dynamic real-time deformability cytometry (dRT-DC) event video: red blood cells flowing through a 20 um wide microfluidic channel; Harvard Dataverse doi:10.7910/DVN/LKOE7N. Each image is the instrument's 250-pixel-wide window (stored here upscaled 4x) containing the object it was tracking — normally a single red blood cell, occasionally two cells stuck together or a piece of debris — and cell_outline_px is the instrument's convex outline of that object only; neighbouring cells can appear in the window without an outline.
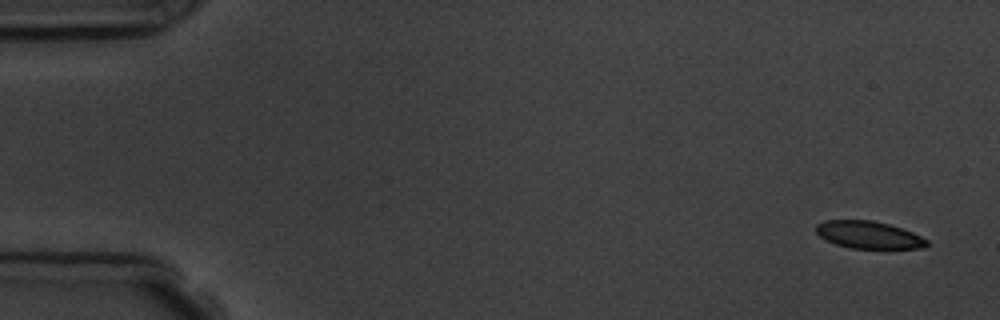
{"species": "common noctule bat (a hibernating species)", "species_latin": "Nyctalus noctula", "temperature_condition": "room temperature", "stored_images_in_passage": 6, "camera_frame_rate_fps": 3000, "um_per_image_px": 0.085, "animal": {"sex": "male", "body_mass_g": 19.5, "forearm_length_mm": 54.6}, "frame": {"image": 1, "passage_image": 1, "time_ms": 0.0, "image_size_px": [1000, 320], "cell_outline_px": [[928, 244], [924, 248], [852, 248], [836, 244], [820, 236], [816, 232], [816, 224], [824, 220], [872, 220], [888, 224], [912, 232], [928, 240]], "centroid_in_image_um": [73.83, 19.95], "position_along_channel_um": 11.2, "area_um2": 17.46}}
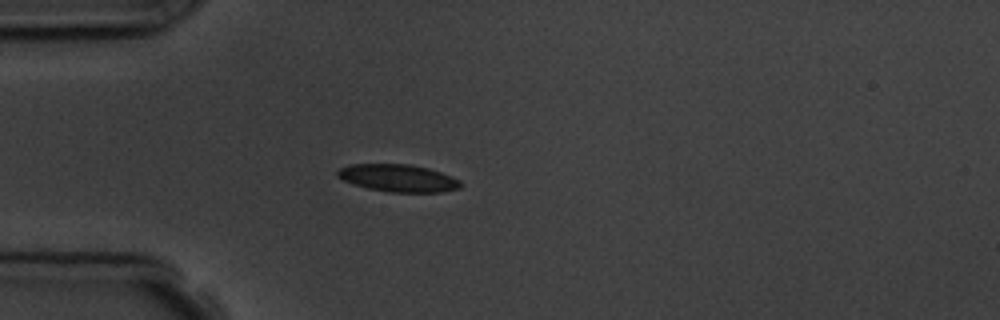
{"frame": {"image": 2, "passage_image": 5, "time_ms": 4.333, "image_size_px": [1000, 320], "cell_outline_px": [[464, 184], [460, 188], [444, 192], [388, 192], [368, 188], [352, 184], [336, 176], [336, 172], [340, 168], [348, 164], [408, 164], [428, 168], [452, 176], [460, 180]], "centroid_in_image_um": [33.86, 15.14], "position_along_channel_um": 51.1, "area_um2": 19.83}}